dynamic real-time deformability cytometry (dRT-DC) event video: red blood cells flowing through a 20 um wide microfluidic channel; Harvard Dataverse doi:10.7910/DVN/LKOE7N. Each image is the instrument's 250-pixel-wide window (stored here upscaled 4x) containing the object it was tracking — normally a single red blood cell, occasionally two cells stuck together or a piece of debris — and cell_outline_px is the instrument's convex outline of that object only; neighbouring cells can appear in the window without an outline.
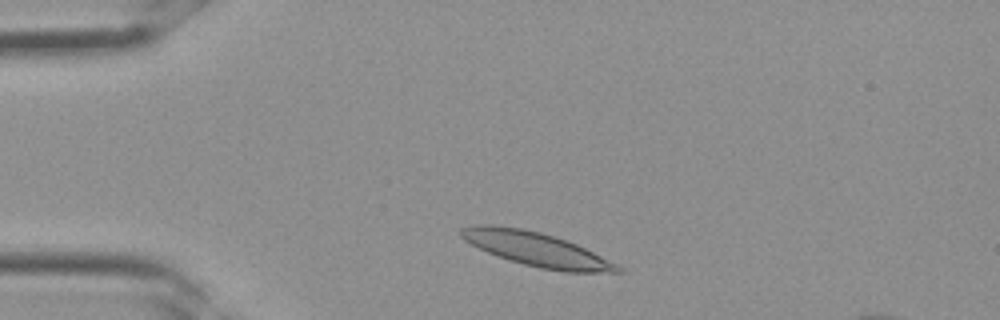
{"species": "Egyptian fruit bat (a non-hibernating species)", "species_latin": "Rousettus aegyptiacus", "temperature_condition": "room temperature", "stored_images_in_passage": 8, "camera_frame_rate_fps": 3000, "um_per_image_px": 0.085, "frame": {"image": 1, "passage_image": 3, "time_ms": 0.667, "image_size_px": [1000, 320], "cell_outline_px": [[624, 272], [564, 272], [540, 268], [508, 260], [488, 252], [464, 240], [460, 236], [460, 228], [476, 224], [492, 224], [520, 228], [540, 232], [568, 240], [624, 268]], "centroid_in_image_um": [45.57, 21.18], "position_along_channel_um": 39.4, "area_um2": 30.81}}
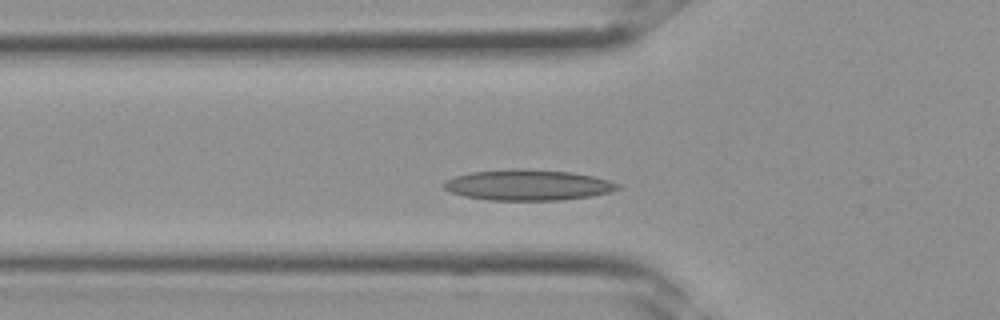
{"frame": {"image": 2, "passage_image": 7, "time_ms": 2.0, "image_size_px": [1000, 320], "cell_outline_px": [[620, 188], [612, 192], [592, 196], [560, 200], [488, 200], [464, 196], [452, 192], [444, 188], [440, 184], [444, 180], [456, 176], [472, 172], [508, 168], [524, 168], [572, 172], [592, 176], [608, 180], [620, 184]], "centroid_in_image_um": [44.87, 15.72], "position_along_channel_um": 80.9, "area_um2": 31.44}}